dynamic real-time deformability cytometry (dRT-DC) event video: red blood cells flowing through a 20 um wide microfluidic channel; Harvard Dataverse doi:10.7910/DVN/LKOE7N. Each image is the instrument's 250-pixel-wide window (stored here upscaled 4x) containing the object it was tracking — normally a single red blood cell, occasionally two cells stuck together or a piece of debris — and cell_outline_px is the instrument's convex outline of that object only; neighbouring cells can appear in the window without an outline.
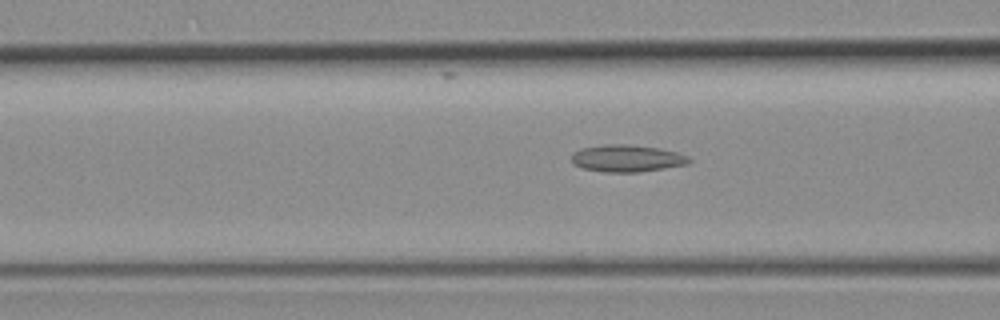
{"species": "common noctule bat (a hibernating species)", "species_latin": "Nyctalus noctula", "temperature_condition": "room temperature", "stored_images_in_passage": 9, "camera_frame_rate_fps": 3000, "um_per_image_px": 0.085, "animal": {"sex": "female", "body_mass_g": 19.3, "forearm_length_mm": 54.1}, "frame": {"image": 1, "passage_image": 5, "time_ms": 1.333, "image_size_px": [1000, 320], "cell_outline_px": [[692, 160], [688, 164], [640, 172], [604, 172], [584, 168], [572, 164], [572, 152], [580, 148], [604, 144], [624, 144], [660, 148], [676, 152], [688, 156]], "centroid_in_image_um": [53.27, 13.45], "position_along_channel_um": 113.3, "area_um2": 18.61}}
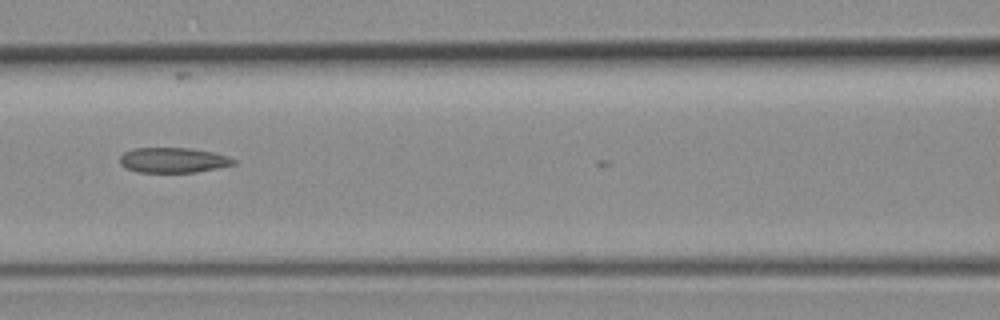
{"frame": {"image": 2, "passage_image": 8, "time_ms": 2.333, "image_size_px": [1000, 320], "cell_outline_px": [[236, 164], [196, 172], [136, 172], [124, 168], [120, 164], [120, 156], [124, 152], [136, 148], [192, 148], [212, 152], [228, 156], [236, 160]], "centroid_in_image_um": [14.7, 13.61], "position_along_channel_um": 151.9, "area_um2": 16.7}}